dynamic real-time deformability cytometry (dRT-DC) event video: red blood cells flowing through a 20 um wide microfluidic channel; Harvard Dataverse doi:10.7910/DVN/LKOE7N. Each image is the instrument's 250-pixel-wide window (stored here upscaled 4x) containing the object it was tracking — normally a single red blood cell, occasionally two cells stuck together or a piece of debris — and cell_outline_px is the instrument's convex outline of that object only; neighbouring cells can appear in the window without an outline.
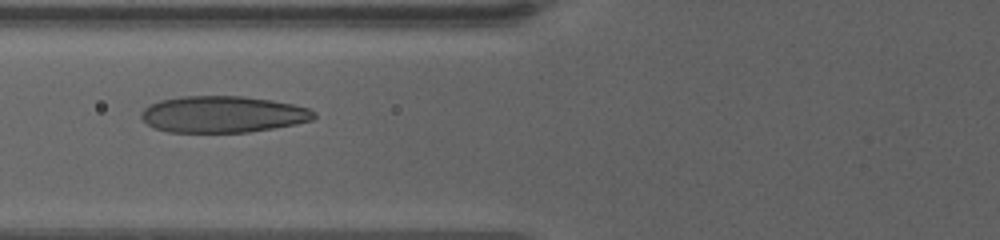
{"species": "human", "species_latin": "Homo sapiens", "temperature_condition": "warm", "stored_images_in_passage": 31, "camera_frame_rate_fps": 3000, "um_per_image_px": 0.085, "donor": {"sex": "female"}, "frame": {"image": 1, "passage_image": 6, "time_ms": 3.333, "image_size_px": [1000, 240], "cell_outline_px": [[316, 116], [312, 120], [296, 124], [248, 132], [168, 132], [156, 128], [148, 124], [140, 116], [140, 112], [144, 108], [160, 100], [180, 96], [244, 96], [272, 100], [292, 104], [308, 108], [316, 112]], "centroid_in_image_um": [18.94, 9.71], "position_along_channel_um": 106.9, "area_um2": 36.76}}
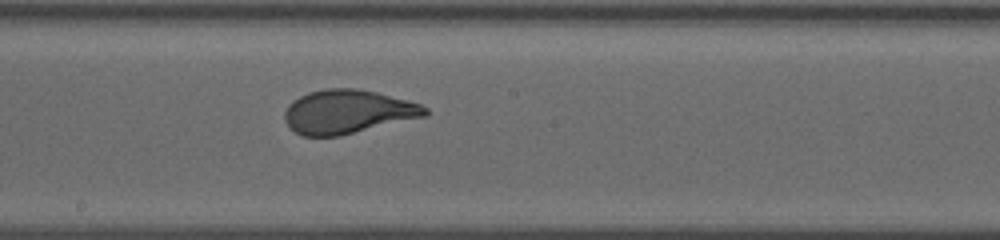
{"frame": {"image": 2, "passage_image": 15, "time_ms": 6.667, "image_size_px": [1000, 240], "cell_outline_px": [[428, 112], [424, 116], [340, 136], [304, 136], [296, 132], [284, 120], [284, 112], [288, 104], [292, 100], [308, 92], [324, 88], [356, 88], [376, 92], [408, 100], [420, 104], [428, 108]], "centroid_in_image_um": [29.52, 9.49], "position_along_channel_um": 218.7, "area_um2": 35.72}}
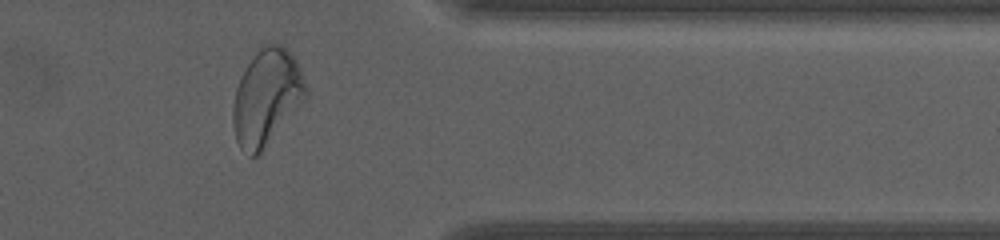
{"frame": {"image": 3, "passage_image": 29, "time_ms": 12.0, "image_size_px": [1000, 240], "cell_outline_px": [[308, 96], [260, 156], [248, 156], [240, 148], [236, 140], [232, 124], [232, 108], [236, 88], [248, 64], [260, 44], [280, 44], [288, 48], [296, 60], [308, 92]], "centroid_in_image_um": [22.66, 8.3], "position_along_channel_um": 388.7, "area_um2": 41.15}, "authors_computed_cell_mechanics": {"area_um2": 36.1828, "velocity_mm_per_s": 3.352, "shape_relaxation_time_tau1_ms": 3.6994, "shape_relaxation_time_tau2_ms": null, "deformation_change_tau1": 0.1858, "deformation_change_tau2": null}}